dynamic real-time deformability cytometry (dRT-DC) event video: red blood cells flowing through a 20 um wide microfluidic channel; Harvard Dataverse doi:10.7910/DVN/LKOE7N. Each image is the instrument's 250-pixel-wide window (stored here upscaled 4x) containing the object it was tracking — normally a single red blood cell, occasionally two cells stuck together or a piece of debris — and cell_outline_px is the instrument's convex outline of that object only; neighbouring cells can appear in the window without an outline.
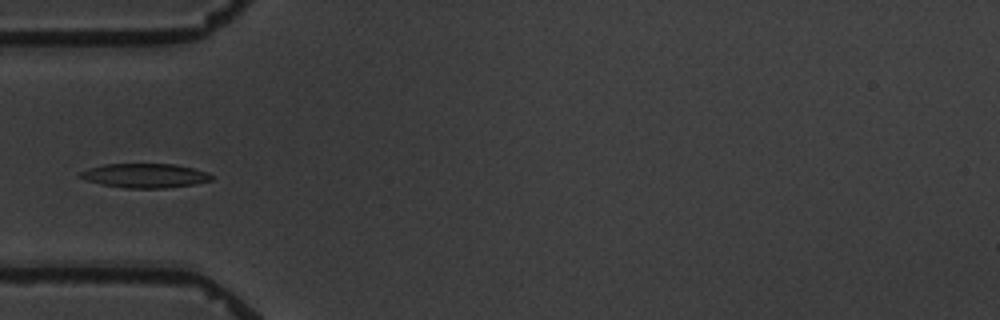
{"species": "common noctule bat (a hibernating species)", "species_latin": "Nyctalus noctula", "temperature_condition": "warm", "stored_images_in_passage": 14, "camera_frame_rate_fps": 3000, "um_per_image_px": 0.085, "animal": {"sex": "male", "body_mass_g": 19.5, "forearm_length_mm": 54.6}, "frame": {"image": 1, "passage_image": 5, "time_ms": 5.333, "image_size_px": [1000, 320], "cell_outline_px": [[212, 180], [196, 184], [164, 188], [124, 188], [100, 184], [84, 180], [80, 176], [80, 172], [88, 168], [104, 164], [176, 164], [208, 172], [212, 176]], "centroid_in_image_um": [12.31, 14.93], "position_along_channel_um": 72.7, "area_um2": 18.61}}
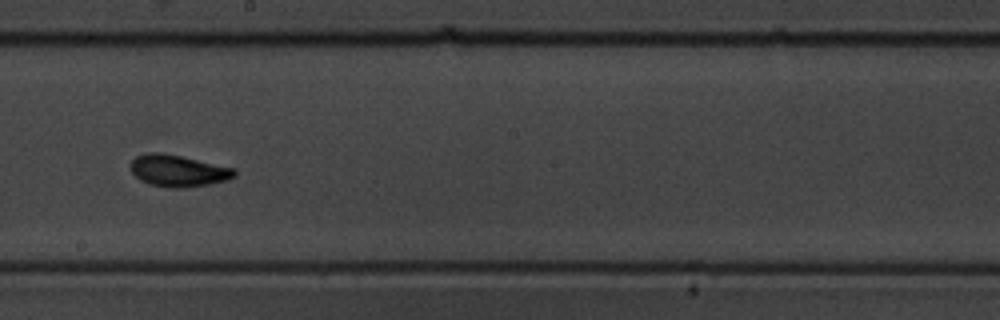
{"frame": {"image": 2, "passage_image": 9, "time_ms": 10.0, "image_size_px": [1000, 320], "cell_outline_px": [[236, 176], [228, 180], [208, 184], [180, 188], [172, 188], [148, 184], [140, 180], [132, 172], [132, 160], [136, 156], [148, 152], [160, 152], [180, 156], [236, 168]], "centroid_in_image_um": [15.16, 14.51], "position_along_channel_um": 233.0, "area_um2": 19.13}}
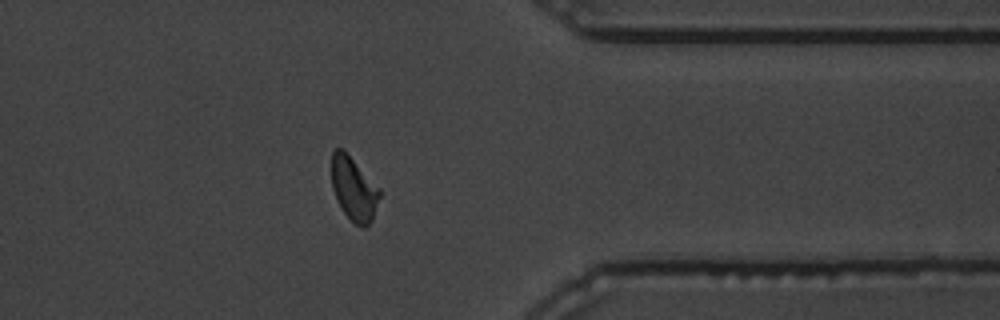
{"frame": {"image": 3, "passage_image": 13, "time_ms": 14.667, "image_size_px": [1000, 320], "cell_outline_px": [[380, 196], [372, 220], [364, 228], [360, 228], [344, 212], [332, 188], [332, 152], [336, 148], [344, 148], [380, 188]], "centroid_in_image_um": [30.09, 16.01], "position_along_channel_um": 381.3, "area_um2": 17.74}, "authors_computed_cell_mechanics": {"area_um2": 17.8602, "velocity_mm_per_s": 3.4392, "shape_relaxation_time_tau1_ms": 3.1417, "shape_relaxation_time_tau2_ms": 1.9518, "deformation_change_tau1": 0.1419, "deformation_change_tau2": 0.0741}}